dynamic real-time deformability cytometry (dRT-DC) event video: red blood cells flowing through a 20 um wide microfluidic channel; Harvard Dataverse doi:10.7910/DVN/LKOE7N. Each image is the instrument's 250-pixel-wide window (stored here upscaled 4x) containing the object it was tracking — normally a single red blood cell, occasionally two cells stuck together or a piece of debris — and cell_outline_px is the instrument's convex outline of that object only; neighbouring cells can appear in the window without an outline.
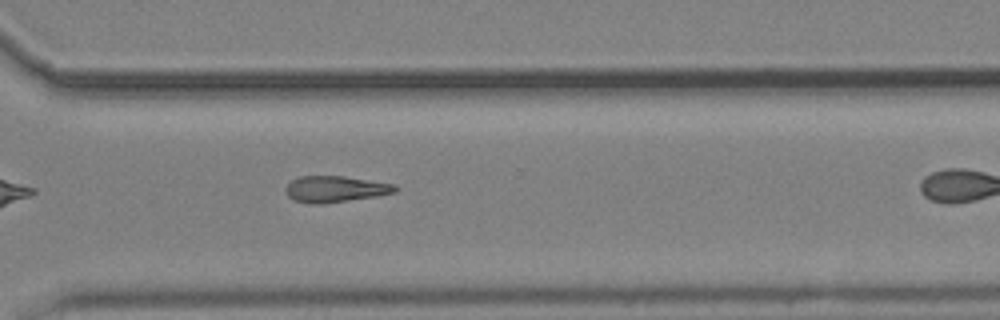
{"species": "common noctule bat (a hibernating species)", "species_latin": "Nyctalus noctula", "temperature_condition": "cold", "stored_images_in_passage": 29, "camera_frame_rate_fps": 3000, "um_per_image_px": 0.085, "animal": {"sex": "male", "body_mass_g": 19.2, "forearm_length_mm": 51.8}, "frame": {"image": 1, "passage_image": 25, "time_ms": 8.0, "image_size_px": [1000, 320], "cell_outline_px": [[400, 188], [396, 192], [376, 196], [324, 204], [312, 204], [292, 200], [288, 196], [284, 188], [292, 180], [300, 176], [344, 176], [396, 184]], "centroid_in_image_um": [28.51, 16.07], "position_along_channel_um": 342.1, "area_um2": 16.94}}